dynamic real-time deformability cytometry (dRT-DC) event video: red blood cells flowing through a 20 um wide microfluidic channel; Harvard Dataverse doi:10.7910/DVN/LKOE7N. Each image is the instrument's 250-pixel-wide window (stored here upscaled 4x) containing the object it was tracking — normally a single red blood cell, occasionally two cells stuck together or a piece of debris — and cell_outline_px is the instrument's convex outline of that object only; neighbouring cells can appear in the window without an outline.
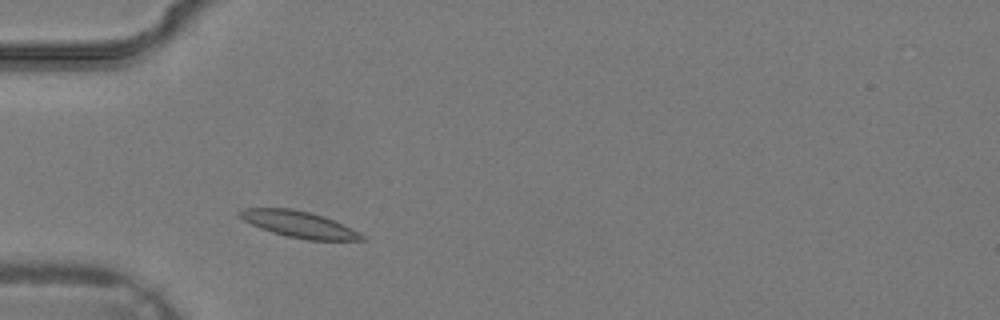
{"species": "common noctule bat (a hibernating species)", "species_latin": "Nyctalus noctula", "temperature_condition": "warm", "stored_images_in_passage": 26, "camera_frame_rate_fps": 3000, "um_per_image_px": 0.085, "animal": {"sex": "male", "body_mass_g": 19.2, "forearm_length_mm": 51.8}, "frame": {"image": 1, "passage_image": 1, "time_ms": 0.0, "image_size_px": [1000, 320], "cell_outline_px": [[368, 240], [308, 240], [288, 236], [272, 232], [260, 228], [236, 216], [236, 212], [244, 208], [292, 208], [312, 212], [336, 220], [344, 224], [364, 236]], "centroid_in_image_um": [25.4, 19.05], "position_along_channel_um": 59.6, "area_um2": 18.9}}
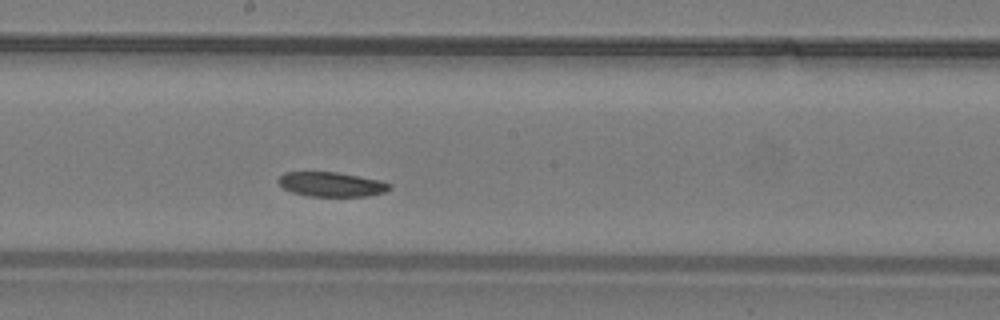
{"frame": {"image": 2, "passage_image": 10, "time_ms": 3.0, "image_size_px": [1000, 320], "cell_outline_px": [[392, 188], [384, 192], [368, 196], [308, 196], [292, 192], [284, 188], [276, 180], [284, 172], [336, 172], [380, 180], [392, 184]], "centroid_in_image_um": [28.18, 15.67], "position_along_channel_um": 220.0, "area_um2": 15.9}}
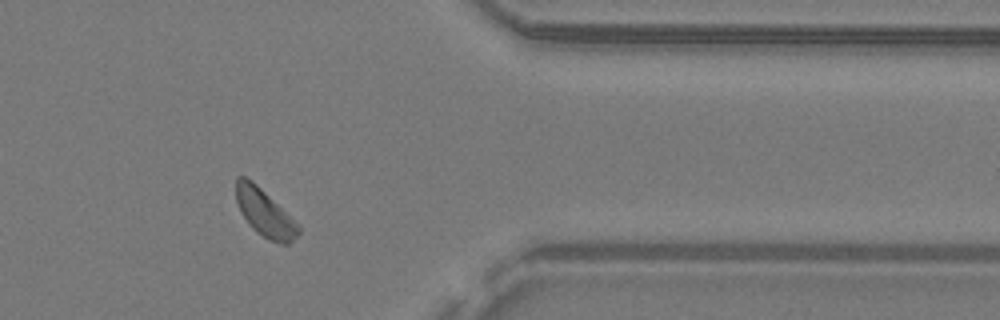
{"frame": {"image": 3, "passage_image": 20, "time_ms": 6.333, "image_size_px": [1000, 320], "cell_outline_px": [[300, 232], [288, 244], [280, 244], [268, 240], [256, 232], [248, 224], [240, 212], [236, 200], [236, 176], [244, 176], [252, 180], [300, 224]], "centroid_in_image_um": [22.5, 18.1], "position_along_channel_um": 388.9, "area_um2": 17.4}}